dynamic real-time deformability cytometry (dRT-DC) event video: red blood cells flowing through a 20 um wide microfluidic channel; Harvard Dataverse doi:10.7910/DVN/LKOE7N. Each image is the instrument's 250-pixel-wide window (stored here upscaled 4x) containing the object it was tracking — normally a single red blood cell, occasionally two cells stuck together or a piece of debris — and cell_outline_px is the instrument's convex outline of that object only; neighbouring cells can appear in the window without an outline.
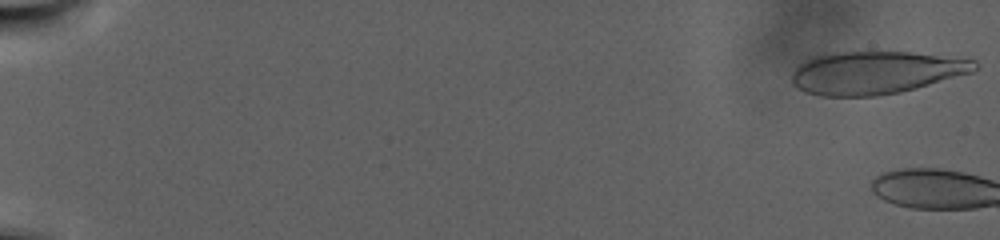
{"species": "human", "species_latin": "Homo sapiens", "temperature_condition": "warm", "stored_images_in_passage": 6, "camera_frame_rate_fps": 3000, "um_per_image_px": 0.085, "donor": {"sex": "male"}, "frame": {"image": 1, "passage_image": 1, "time_ms": 0.0, "image_size_px": [1000, 240], "cell_outline_px": [[980, 64], [972, 72], [916, 88], [900, 92], [876, 96], [820, 96], [804, 92], [796, 88], [792, 84], [792, 72], [804, 60], [812, 56], [828, 52], [912, 52], [976, 60]], "centroid_in_image_um": [74.39, 6.17], "position_along_channel_um": 10.6, "area_um2": 45.84}}